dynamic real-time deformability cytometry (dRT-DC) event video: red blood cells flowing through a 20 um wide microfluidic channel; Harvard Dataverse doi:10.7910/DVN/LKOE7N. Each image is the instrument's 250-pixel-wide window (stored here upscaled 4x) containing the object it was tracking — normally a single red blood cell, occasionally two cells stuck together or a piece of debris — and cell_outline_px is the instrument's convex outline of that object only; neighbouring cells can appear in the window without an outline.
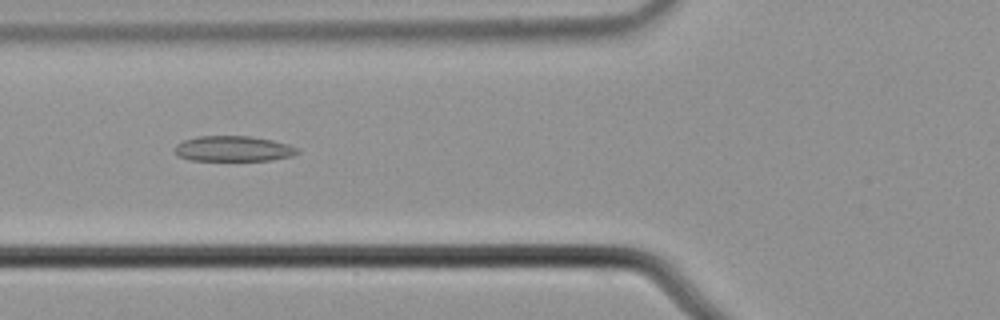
{"species": "common noctule bat (a hibernating species)", "species_latin": "Nyctalus noctula", "temperature_condition": "cold", "stored_images_in_passage": 4, "camera_frame_rate_fps": 3000, "um_per_image_px": 0.085, "animal": {"sex": "male", "body_mass_g": 21.5, "forearm_length_mm": 52.0}, "frame": {"image": 1, "passage_image": 4, "time_ms": 1.0, "image_size_px": [1000, 320], "cell_outline_px": [[300, 152], [292, 156], [272, 160], [188, 160], [176, 156], [176, 144], [184, 140], [196, 136], [252, 136], [272, 140], [288, 144], [296, 148]], "centroid_in_image_um": [19.82, 12.64], "position_along_channel_um": 106.0, "area_um2": 18.21}}